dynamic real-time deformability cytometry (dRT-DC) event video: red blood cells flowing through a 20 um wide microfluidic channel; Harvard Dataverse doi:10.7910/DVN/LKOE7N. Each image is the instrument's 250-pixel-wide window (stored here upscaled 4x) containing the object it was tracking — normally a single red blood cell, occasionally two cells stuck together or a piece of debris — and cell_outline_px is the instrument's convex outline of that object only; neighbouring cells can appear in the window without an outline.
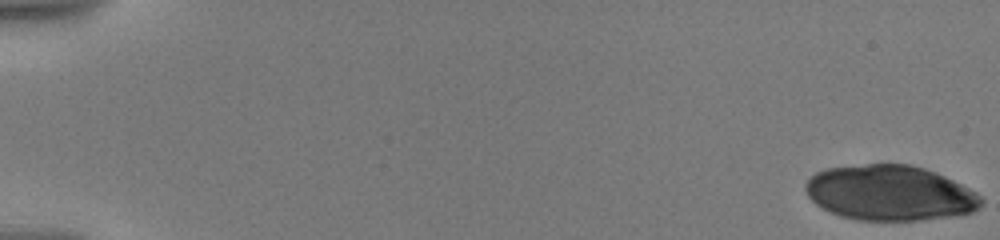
{"species": "human", "species_latin": "Homo sapiens", "temperature_condition": "warm", "stored_images_in_passage": 19, "camera_frame_rate_fps": 3000, "um_per_image_px": 0.085, "donor": {"sex": "male"}, "frame": {"image": 1, "passage_image": 1, "time_ms": 0.0, "image_size_px": [1000, 240], "cell_outline_px": [[984, 200], [980, 208], [972, 212], [960, 216], [920, 220], [856, 220], [840, 216], [816, 204], [808, 196], [804, 188], [804, 184], [808, 176], [816, 172], [828, 168], [868, 164], [912, 164], [936, 172], [976, 192]], "centroid_in_image_um": [75.65, 16.4], "position_along_channel_um": 9.4, "area_um2": 56.88}}
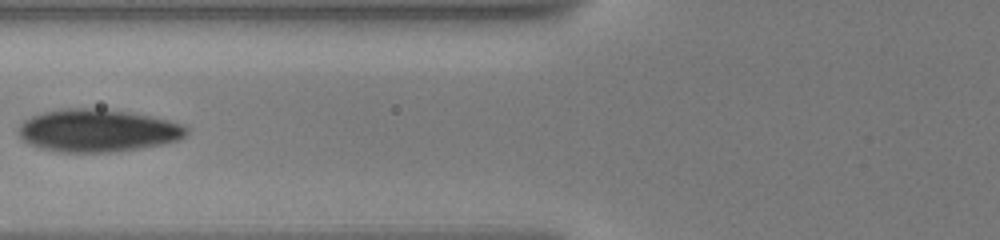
{"frame": {"image": 2, "passage_image": 11, "time_ms": 8.333, "image_size_px": [1000, 240], "cell_outline_px": [[188, 132], [180, 140], [164, 144], [140, 148], [108, 152], [56, 152], [32, 144], [24, 140], [20, 136], [20, 124], [24, 120], [32, 116], [44, 112], [60, 108], [100, 108], [128, 112], [168, 120], [184, 124], [188, 128]], "centroid_in_image_um": [8.34, 11.09], "position_along_channel_um": 117.5, "area_um2": 41.56}}
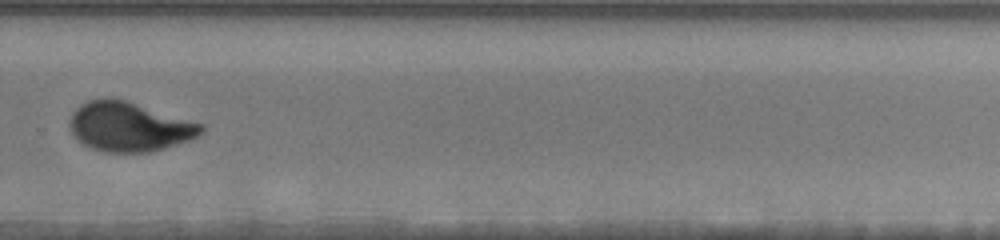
{"frame": {"image": 3, "passage_image": 18, "time_ms": 14.0, "image_size_px": [1000, 240], "cell_outline_px": [[204, 132], [188, 140], [164, 148], [148, 152], [104, 152], [92, 148], [84, 144], [72, 132], [68, 124], [72, 112], [80, 104], [88, 100], [104, 96], [124, 100], [204, 124]], "centroid_in_image_um": [10.95, 10.75], "position_along_channel_um": 318.8, "area_um2": 37.69}}